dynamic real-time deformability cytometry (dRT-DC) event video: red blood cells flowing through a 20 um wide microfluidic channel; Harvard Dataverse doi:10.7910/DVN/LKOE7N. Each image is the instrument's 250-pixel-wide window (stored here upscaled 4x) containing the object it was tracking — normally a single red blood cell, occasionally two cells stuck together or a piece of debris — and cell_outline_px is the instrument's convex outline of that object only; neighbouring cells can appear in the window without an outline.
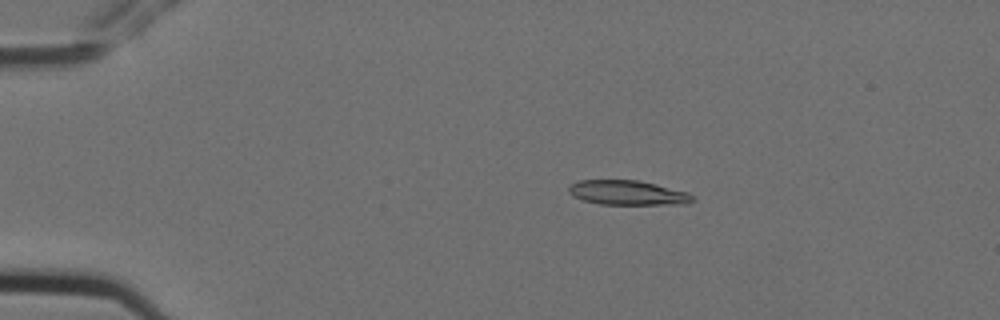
{"species": "Egyptian fruit bat (a non-hibernating species)", "species_latin": "Rousettus aegyptiacus", "temperature_condition": "cold", "stored_images_in_passage": 6, "camera_frame_rate_fps": 3000, "um_per_image_px": 0.085, "animal": {"sex": "female"}, "frame": {"image": 1, "passage_image": 4, "time_ms": 1.0, "image_size_px": [1000, 320], "cell_outline_px": [[696, 200], [688, 204], [600, 204], [584, 200], [572, 196], [568, 192], [568, 188], [572, 184], [580, 180], [636, 180], [656, 184], [688, 192], [696, 196]], "centroid_in_image_um": [53.4, 16.39], "position_along_channel_um": 31.6, "area_um2": 17.8}}